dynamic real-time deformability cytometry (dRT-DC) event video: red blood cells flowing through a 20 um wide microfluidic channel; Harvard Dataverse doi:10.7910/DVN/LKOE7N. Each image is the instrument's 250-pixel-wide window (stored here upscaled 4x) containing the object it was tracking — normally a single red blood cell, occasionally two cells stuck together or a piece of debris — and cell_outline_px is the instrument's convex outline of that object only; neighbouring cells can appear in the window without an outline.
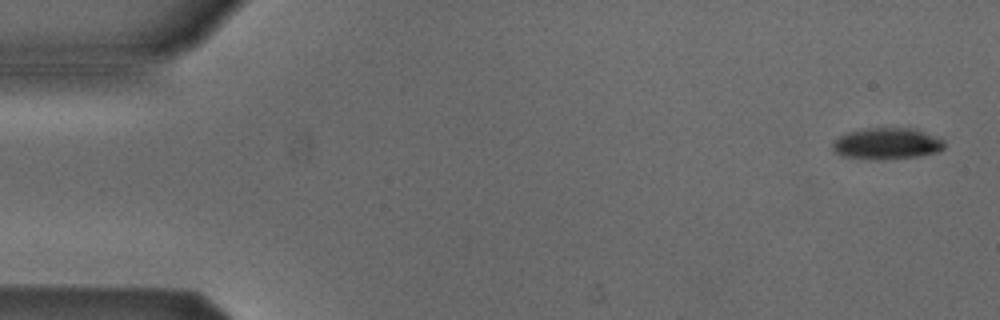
{"species": "Egyptian fruit bat (a non-hibernating species)", "species_latin": "Rousettus aegyptiacus", "temperature_condition": "cold", "stored_images_in_passage": 2, "camera_frame_rate_fps": 3000, "um_per_image_px": 0.085, "animal": {"sex": "male"}, "frame": {"image": 1, "passage_image": 1, "time_ms": 0.0, "image_size_px": [1000, 320], "cell_outline_px": [[944, 148], [936, 152], [920, 156], [880, 160], [872, 160], [840, 156], [832, 148], [832, 144], [840, 136], [848, 132], [864, 128], [912, 128], [944, 140]], "centroid_in_image_um": [75.35, 12.22], "position_along_channel_um": 9.6, "area_um2": 20.46}}